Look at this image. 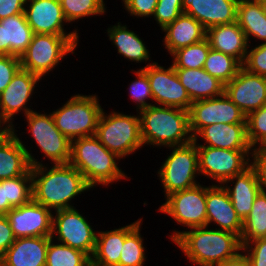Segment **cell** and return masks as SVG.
Returning a JSON list of instances; mask_svg holds the SVG:
<instances>
[{
    "instance_id": "cell-12",
    "label": "cell",
    "mask_w": 266,
    "mask_h": 266,
    "mask_svg": "<svg viewBox=\"0 0 266 266\" xmlns=\"http://www.w3.org/2000/svg\"><path fill=\"white\" fill-rule=\"evenodd\" d=\"M200 176L222 185L251 165L252 150H229L197 146Z\"/></svg>"
},
{
    "instance_id": "cell-30",
    "label": "cell",
    "mask_w": 266,
    "mask_h": 266,
    "mask_svg": "<svg viewBox=\"0 0 266 266\" xmlns=\"http://www.w3.org/2000/svg\"><path fill=\"white\" fill-rule=\"evenodd\" d=\"M3 26L4 55L20 57L29 46L34 35L24 13L0 20Z\"/></svg>"
},
{
    "instance_id": "cell-26",
    "label": "cell",
    "mask_w": 266,
    "mask_h": 266,
    "mask_svg": "<svg viewBox=\"0 0 266 266\" xmlns=\"http://www.w3.org/2000/svg\"><path fill=\"white\" fill-rule=\"evenodd\" d=\"M161 31L164 32L162 45L170 56L178 49L206 38V29L203 25L184 12Z\"/></svg>"
},
{
    "instance_id": "cell-41",
    "label": "cell",
    "mask_w": 266,
    "mask_h": 266,
    "mask_svg": "<svg viewBox=\"0 0 266 266\" xmlns=\"http://www.w3.org/2000/svg\"><path fill=\"white\" fill-rule=\"evenodd\" d=\"M183 12L182 0H158L152 20L162 30Z\"/></svg>"
},
{
    "instance_id": "cell-1",
    "label": "cell",
    "mask_w": 266,
    "mask_h": 266,
    "mask_svg": "<svg viewBox=\"0 0 266 266\" xmlns=\"http://www.w3.org/2000/svg\"><path fill=\"white\" fill-rule=\"evenodd\" d=\"M31 173L32 199L53 213L75 207L72 199L93 189L69 163L38 165L31 167Z\"/></svg>"
},
{
    "instance_id": "cell-32",
    "label": "cell",
    "mask_w": 266,
    "mask_h": 266,
    "mask_svg": "<svg viewBox=\"0 0 266 266\" xmlns=\"http://www.w3.org/2000/svg\"><path fill=\"white\" fill-rule=\"evenodd\" d=\"M266 238V191L261 190L253 202L248 217L243 221V230L240 236L242 245Z\"/></svg>"
},
{
    "instance_id": "cell-23",
    "label": "cell",
    "mask_w": 266,
    "mask_h": 266,
    "mask_svg": "<svg viewBox=\"0 0 266 266\" xmlns=\"http://www.w3.org/2000/svg\"><path fill=\"white\" fill-rule=\"evenodd\" d=\"M222 186L228 192L237 215L244 221L251 212L256 196L262 190L256 171L250 165L243 172L227 179Z\"/></svg>"
},
{
    "instance_id": "cell-19",
    "label": "cell",
    "mask_w": 266,
    "mask_h": 266,
    "mask_svg": "<svg viewBox=\"0 0 266 266\" xmlns=\"http://www.w3.org/2000/svg\"><path fill=\"white\" fill-rule=\"evenodd\" d=\"M224 92L247 116L266 105V77L241 68L225 85Z\"/></svg>"
},
{
    "instance_id": "cell-48",
    "label": "cell",
    "mask_w": 266,
    "mask_h": 266,
    "mask_svg": "<svg viewBox=\"0 0 266 266\" xmlns=\"http://www.w3.org/2000/svg\"><path fill=\"white\" fill-rule=\"evenodd\" d=\"M26 0H0V20L24 13Z\"/></svg>"
},
{
    "instance_id": "cell-9",
    "label": "cell",
    "mask_w": 266,
    "mask_h": 266,
    "mask_svg": "<svg viewBox=\"0 0 266 266\" xmlns=\"http://www.w3.org/2000/svg\"><path fill=\"white\" fill-rule=\"evenodd\" d=\"M40 80L42 78L38 75L20 68L0 93V128L2 130H11L14 127L15 116L22 114L25 117L34 111L30 106L33 103L29 101L37 93L35 88L39 87Z\"/></svg>"
},
{
    "instance_id": "cell-8",
    "label": "cell",
    "mask_w": 266,
    "mask_h": 266,
    "mask_svg": "<svg viewBox=\"0 0 266 266\" xmlns=\"http://www.w3.org/2000/svg\"><path fill=\"white\" fill-rule=\"evenodd\" d=\"M171 152L157 170L164 197L198 185V150L194 141L182 145L167 147Z\"/></svg>"
},
{
    "instance_id": "cell-20",
    "label": "cell",
    "mask_w": 266,
    "mask_h": 266,
    "mask_svg": "<svg viewBox=\"0 0 266 266\" xmlns=\"http://www.w3.org/2000/svg\"><path fill=\"white\" fill-rule=\"evenodd\" d=\"M206 186L207 226L235 233L239 237L243 230V221L237 215L228 192L222 185Z\"/></svg>"
},
{
    "instance_id": "cell-52",
    "label": "cell",
    "mask_w": 266,
    "mask_h": 266,
    "mask_svg": "<svg viewBox=\"0 0 266 266\" xmlns=\"http://www.w3.org/2000/svg\"><path fill=\"white\" fill-rule=\"evenodd\" d=\"M0 55H4V35L3 26L0 23Z\"/></svg>"
},
{
    "instance_id": "cell-11",
    "label": "cell",
    "mask_w": 266,
    "mask_h": 266,
    "mask_svg": "<svg viewBox=\"0 0 266 266\" xmlns=\"http://www.w3.org/2000/svg\"><path fill=\"white\" fill-rule=\"evenodd\" d=\"M76 207L56 211L52 217L51 238L92 257L97 231Z\"/></svg>"
},
{
    "instance_id": "cell-40",
    "label": "cell",
    "mask_w": 266,
    "mask_h": 266,
    "mask_svg": "<svg viewBox=\"0 0 266 266\" xmlns=\"http://www.w3.org/2000/svg\"><path fill=\"white\" fill-rule=\"evenodd\" d=\"M248 142L257 147L266 138V105L246 116Z\"/></svg>"
},
{
    "instance_id": "cell-5",
    "label": "cell",
    "mask_w": 266,
    "mask_h": 266,
    "mask_svg": "<svg viewBox=\"0 0 266 266\" xmlns=\"http://www.w3.org/2000/svg\"><path fill=\"white\" fill-rule=\"evenodd\" d=\"M95 137L110 151L121 159L134 154L144 145L141 139L140 115L124 114L103 109L96 128Z\"/></svg>"
},
{
    "instance_id": "cell-7",
    "label": "cell",
    "mask_w": 266,
    "mask_h": 266,
    "mask_svg": "<svg viewBox=\"0 0 266 266\" xmlns=\"http://www.w3.org/2000/svg\"><path fill=\"white\" fill-rule=\"evenodd\" d=\"M79 37L34 34L27 50L20 56L21 68L44 80L66 56L75 55L80 46Z\"/></svg>"
},
{
    "instance_id": "cell-44",
    "label": "cell",
    "mask_w": 266,
    "mask_h": 266,
    "mask_svg": "<svg viewBox=\"0 0 266 266\" xmlns=\"http://www.w3.org/2000/svg\"><path fill=\"white\" fill-rule=\"evenodd\" d=\"M20 68V57L0 55V93L7 87Z\"/></svg>"
},
{
    "instance_id": "cell-13",
    "label": "cell",
    "mask_w": 266,
    "mask_h": 266,
    "mask_svg": "<svg viewBox=\"0 0 266 266\" xmlns=\"http://www.w3.org/2000/svg\"><path fill=\"white\" fill-rule=\"evenodd\" d=\"M157 211L167 214L187 229L207 226L206 185L199 183L168 195Z\"/></svg>"
},
{
    "instance_id": "cell-17",
    "label": "cell",
    "mask_w": 266,
    "mask_h": 266,
    "mask_svg": "<svg viewBox=\"0 0 266 266\" xmlns=\"http://www.w3.org/2000/svg\"><path fill=\"white\" fill-rule=\"evenodd\" d=\"M6 216L15 238L51 237L53 212L33 199L13 207Z\"/></svg>"
},
{
    "instance_id": "cell-14",
    "label": "cell",
    "mask_w": 266,
    "mask_h": 266,
    "mask_svg": "<svg viewBox=\"0 0 266 266\" xmlns=\"http://www.w3.org/2000/svg\"><path fill=\"white\" fill-rule=\"evenodd\" d=\"M188 112L192 136L201 128L212 124L246 123V115L225 92L217 97L192 102Z\"/></svg>"
},
{
    "instance_id": "cell-36",
    "label": "cell",
    "mask_w": 266,
    "mask_h": 266,
    "mask_svg": "<svg viewBox=\"0 0 266 266\" xmlns=\"http://www.w3.org/2000/svg\"><path fill=\"white\" fill-rule=\"evenodd\" d=\"M141 221L126 237L118 266H144L147 247L141 235Z\"/></svg>"
},
{
    "instance_id": "cell-27",
    "label": "cell",
    "mask_w": 266,
    "mask_h": 266,
    "mask_svg": "<svg viewBox=\"0 0 266 266\" xmlns=\"http://www.w3.org/2000/svg\"><path fill=\"white\" fill-rule=\"evenodd\" d=\"M206 38L213 50L230 55L243 64L249 42L237 22L208 28Z\"/></svg>"
},
{
    "instance_id": "cell-15",
    "label": "cell",
    "mask_w": 266,
    "mask_h": 266,
    "mask_svg": "<svg viewBox=\"0 0 266 266\" xmlns=\"http://www.w3.org/2000/svg\"><path fill=\"white\" fill-rule=\"evenodd\" d=\"M15 128L16 125L0 132V180L25 175L31 167L44 165L43 160L38 161L39 158L32 153L33 146L18 137Z\"/></svg>"
},
{
    "instance_id": "cell-46",
    "label": "cell",
    "mask_w": 266,
    "mask_h": 266,
    "mask_svg": "<svg viewBox=\"0 0 266 266\" xmlns=\"http://www.w3.org/2000/svg\"><path fill=\"white\" fill-rule=\"evenodd\" d=\"M15 236L6 215H0V258L15 242Z\"/></svg>"
},
{
    "instance_id": "cell-51",
    "label": "cell",
    "mask_w": 266,
    "mask_h": 266,
    "mask_svg": "<svg viewBox=\"0 0 266 266\" xmlns=\"http://www.w3.org/2000/svg\"><path fill=\"white\" fill-rule=\"evenodd\" d=\"M252 152H266V138L257 147L252 148Z\"/></svg>"
},
{
    "instance_id": "cell-10",
    "label": "cell",
    "mask_w": 266,
    "mask_h": 266,
    "mask_svg": "<svg viewBox=\"0 0 266 266\" xmlns=\"http://www.w3.org/2000/svg\"><path fill=\"white\" fill-rule=\"evenodd\" d=\"M32 111L25 116L26 127L43 158L50 160V165L68 164L71 141L55 126L51 112Z\"/></svg>"
},
{
    "instance_id": "cell-49",
    "label": "cell",
    "mask_w": 266,
    "mask_h": 266,
    "mask_svg": "<svg viewBox=\"0 0 266 266\" xmlns=\"http://www.w3.org/2000/svg\"><path fill=\"white\" fill-rule=\"evenodd\" d=\"M13 207L7 201L6 179L0 180V215H6Z\"/></svg>"
},
{
    "instance_id": "cell-22",
    "label": "cell",
    "mask_w": 266,
    "mask_h": 266,
    "mask_svg": "<svg viewBox=\"0 0 266 266\" xmlns=\"http://www.w3.org/2000/svg\"><path fill=\"white\" fill-rule=\"evenodd\" d=\"M239 0H182L184 13L191 15L203 27L231 24L236 22Z\"/></svg>"
},
{
    "instance_id": "cell-34",
    "label": "cell",
    "mask_w": 266,
    "mask_h": 266,
    "mask_svg": "<svg viewBox=\"0 0 266 266\" xmlns=\"http://www.w3.org/2000/svg\"><path fill=\"white\" fill-rule=\"evenodd\" d=\"M242 68L234 57L210 48L203 69L224 85L229 83Z\"/></svg>"
},
{
    "instance_id": "cell-47",
    "label": "cell",
    "mask_w": 266,
    "mask_h": 266,
    "mask_svg": "<svg viewBox=\"0 0 266 266\" xmlns=\"http://www.w3.org/2000/svg\"><path fill=\"white\" fill-rule=\"evenodd\" d=\"M251 166L256 171L262 190L266 191V152H251Z\"/></svg>"
},
{
    "instance_id": "cell-6",
    "label": "cell",
    "mask_w": 266,
    "mask_h": 266,
    "mask_svg": "<svg viewBox=\"0 0 266 266\" xmlns=\"http://www.w3.org/2000/svg\"><path fill=\"white\" fill-rule=\"evenodd\" d=\"M68 99L65 104L51 112L55 126L70 141L95 136L103 110L98 95L77 93Z\"/></svg>"
},
{
    "instance_id": "cell-38",
    "label": "cell",
    "mask_w": 266,
    "mask_h": 266,
    "mask_svg": "<svg viewBox=\"0 0 266 266\" xmlns=\"http://www.w3.org/2000/svg\"><path fill=\"white\" fill-rule=\"evenodd\" d=\"M6 193L12 207L22 206L32 200L31 169L25 175L6 179Z\"/></svg>"
},
{
    "instance_id": "cell-2",
    "label": "cell",
    "mask_w": 266,
    "mask_h": 266,
    "mask_svg": "<svg viewBox=\"0 0 266 266\" xmlns=\"http://www.w3.org/2000/svg\"><path fill=\"white\" fill-rule=\"evenodd\" d=\"M168 237L195 266H218L242 251L238 235L208 226L174 230Z\"/></svg>"
},
{
    "instance_id": "cell-43",
    "label": "cell",
    "mask_w": 266,
    "mask_h": 266,
    "mask_svg": "<svg viewBox=\"0 0 266 266\" xmlns=\"http://www.w3.org/2000/svg\"><path fill=\"white\" fill-rule=\"evenodd\" d=\"M158 0H121L123 9L134 18H152ZM152 16V17H151Z\"/></svg>"
},
{
    "instance_id": "cell-25",
    "label": "cell",
    "mask_w": 266,
    "mask_h": 266,
    "mask_svg": "<svg viewBox=\"0 0 266 266\" xmlns=\"http://www.w3.org/2000/svg\"><path fill=\"white\" fill-rule=\"evenodd\" d=\"M143 218L123 227L97 231L96 246L91 257V266H118L125 237Z\"/></svg>"
},
{
    "instance_id": "cell-29",
    "label": "cell",
    "mask_w": 266,
    "mask_h": 266,
    "mask_svg": "<svg viewBox=\"0 0 266 266\" xmlns=\"http://www.w3.org/2000/svg\"><path fill=\"white\" fill-rule=\"evenodd\" d=\"M192 102L210 99L224 93L225 85L203 68H174Z\"/></svg>"
},
{
    "instance_id": "cell-28",
    "label": "cell",
    "mask_w": 266,
    "mask_h": 266,
    "mask_svg": "<svg viewBox=\"0 0 266 266\" xmlns=\"http://www.w3.org/2000/svg\"><path fill=\"white\" fill-rule=\"evenodd\" d=\"M106 31L108 40L112 45H115L114 48L117 49V53L127 61L136 63L148 62L141 69L155 62H151V54L144 39L139 37L135 33L136 31L128 29L127 25L118 22L110 27L108 26Z\"/></svg>"
},
{
    "instance_id": "cell-18",
    "label": "cell",
    "mask_w": 266,
    "mask_h": 266,
    "mask_svg": "<svg viewBox=\"0 0 266 266\" xmlns=\"http://www.w3.org/2000/svg\"><path fill=\"white\" fill-rule=\"evenodd\" d=\"M24 14L34 34L79 36L76 28L66 32L64 27L69 23L57 0H26Z\"/></svg>"
},
{
    "instance_id": "cell-53",
    "label": "cell",
    "mask_w": 266,
    "mask_h": 266,
    "mask_svg": "<svg viewBox=\"0 0 266 266\" xmlns=\"http://www.w3.org/2000/svg\"><path fill=\"white\" fill-rule=\"evenodd\" d=\"M258 1H259L260 5H261L263 13L266 16V0H258Z\"/></svg>"
},
{
    "instance_id": "cell-4",
    "label": "cell",
    "mask_w": 266,
    "mask_h": 266,
    "mask_svg": "<svg viewBox=\"0 0 266 266\" xmlns=\"http://www.w3.org/2000/svg\"><path fill=\"white\" fill-rule=\"evenodd\" d=\"M139 115L144 146L167 148L193 141L188 110L153 104L140 110Z\"/></svg>"
},
{
    "instance_id": "cell-33",
    "label": "cell",
    "mask_w": 266,
    "mask_h": 266,
    "mask_svg": "<svg viewBox=\"0 0 266 266\" xmlns=\"http://www.w3.org/2000/svg\"><path fill=\"white\" fill-rule=\"evenodd\" d=\"M46 266H91V258L81 250L50 238Z\"/></svg>"
},
{
    "instance_id": "cell-37",
    "label": "cell",
    "mask_w": 266,
    "mask_h": 266,
    "mask_svg": "<svg viewBox=\"0 0 266 266\" xmlns=\"http://www.w3.org/2000/svg\"><path fill=\"white\" fill-rule=\"evenodd\" d=\"M105 0H62L61 7L69 24L84 18L94 16L104 17L107 12ZM73 22V23H72Z\"/></svg>"
},
{
    "instance_id": "cell-21",
    "label": "cell",
    "mask_w": 266,
    "mask_h": 266,
    "mask_svg": "<svg viewBox=\"0 0 266 266\" xmlns=\"http://www.w3.org/2000/svg\"><path fill=\"white\" fill-rule=\"evenodd\" d=\"M204 141L203 144L199 142ZM196 146L229 150H252L247 138L246 123H217L201 128L194 136Z\"/></svg>"
},
{
    "instance_id": "cell-42",
    "label": "cell",
    "mask_w": 266,
    "mask_h": 266,
    "mask_svg": "<svg viewBox=\"0 0 266 266\" xmlns=\"http://www.w3.org/2000/svg\"><path fill=\"white\" fill-rule=\"evenodd\" d=\"M242 68L249 73L266 77V43L249 45Z\"/></svg>"
},
{
    "instance_id": "cell-39",
    "label": "cell",
    "mask_w": 266,
    "mask_h": 266,
    "mask_svg": "<svg viewBox=\"0 0 266 266\" xmlns=\"http://www.w3.org/2000/svg\"><path fill=\"white\" fill-rule=\"evenodd\" d=\"M131 72L135 74L136 79L129 83V88L127 89H129L128 93L130 95L128 96H130L129 98H131L134 104H136V112H139L140 110L153 105L154 100L146 72L141 68L131 70ZM148 100H151L152 102L150 103Z\"/></svg>"
},
{
    "instance_id": "cell-50",
    "label": "cell",
    "mask_w": 266,
    "mask_h": 266,
    "mask_svg": "<svg viewBox=\"0 0 266 266\" xmlns=\"http://www.w3.org/2000/svg\"><path fill=\"white\" fill-rule=\"evenodd\" d=\"M218 266H250V262L246 254L240 251L235 257L225 260Z\"/></svg>"
},
{
    "instance_id": "cell-24",
    "label": "cell",
    "mask_w": 266,
    "mask_h": 266,
    "mask_svg": "<svg viewBox=\"0 0 266 266\" xmlns=\"http://www.w3.org/2000/svg\"><path fill=\"white\" fill-rule=\"evenodd\" d=\"M50 238H16L0 258V266H46Z\"/></svg>"
},
{
    "instance_id": "cell-35",
    "label": "cell",
    "mask_w": 266,
    "mask_h": 266,
    "mask_svg": "<svg viewBox=\"0 0 266 266\" xmlns=\"http://www.w3.org/2000/svg\"><path fill=\"white\" fill-rule=\"evenodd\" d=\"M210 48L207 38L180 48L171 55L172 65L174 68H203Z\"/></svg>"
},
{
    "instance_id": "cell-45",
    "label": "cell",
    "mask_w": 266,
    "mask_h": 266,
    "mask_svg": "<svg viewBox=\"0 0 266 266\" xmlns=\"http://www.w3.org/2000/svg\"><path fill=\"white\" fill-rule=\"evenodd\" d=\"M242 251L248 257L250 266H266V238H259L242 245Z\"/></svg>"
},
{
    "instance_id": "cell-3",
    "label": "cell",
    "mask_w": 266,
    "mask_h": 266,
    "mask_svg": "<svg viewBox=\"0 0 266 266\" xmlns=\"http://www.w3.org/2000/svg\"><path fill=\"white\" fill-rule=\"evenodd\" d=\"M121 158L110 152L95 136L76 138L71 141L70 160L94 189L98 185L109 187L114 182L129 180L118 166Z\"/></svg>"
},
{
    "instance_id": "cell-16",
    "label": "cell",
    "mask_w": 266,
    "mask_h": 266,
    "mask_svg": "<svg viewBox=\"0 0 266 266\" xmlns=\"http://www.w3.org/2000/svg\"><path fill=\"white\" fill-rule=\"evenodd\" d=\"M150 82L154 105L170 106L189 110L192 101L181 84L171 63L169 67L154 62L142 68Z\"/></svg>"
},
{
    "instance_id": "cell-31",
    "label": "cell",
    "mask_w": 266,
    "mask_h": 266,
    "mask_svg": "<svg viewBox=\"0 0 266 266\" xmlns=\"http://www.w3.org/2000/svg\"><path fill=\"white\" fill-rule=\"evenodd\" d=\"M236 22L244 31L249 42L251 39L266 43V16L258 0H239Z\"/></svg>"
}]
</instances>
